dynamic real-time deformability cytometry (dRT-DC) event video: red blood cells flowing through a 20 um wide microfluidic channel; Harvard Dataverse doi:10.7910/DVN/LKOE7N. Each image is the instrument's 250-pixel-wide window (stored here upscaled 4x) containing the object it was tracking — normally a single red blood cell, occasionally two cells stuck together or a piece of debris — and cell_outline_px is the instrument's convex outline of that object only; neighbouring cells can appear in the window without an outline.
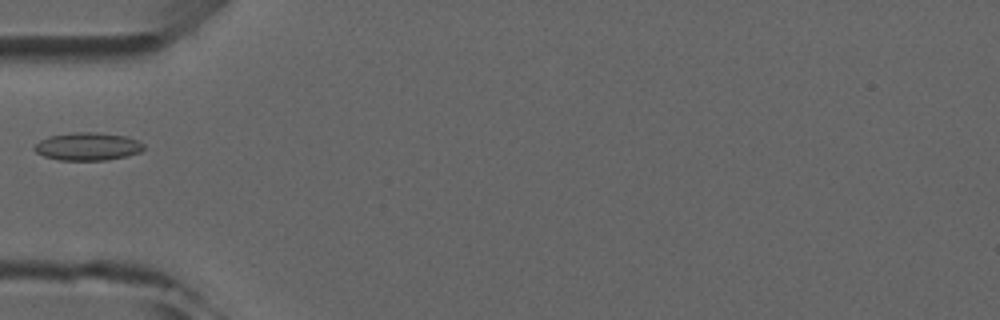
{"species": "common noctule bat (a hibernating species)", "species_latin": "Nyctalus noctula", "temperature_condition": "room temperature", "stored_images_in_passage": 5, "camera_frame_rate_fps": 3000, "um_per_image_px": 0.085, "animal": {"sex": "male", "forearm_length_mm": 52.5}, "frame": {"image": 1, "passage_image": 5, "time_ms": 4.667, "image_size_px": [1000, 320], "cell_outline_px": [[144, 148], [140, 152], [108, 160], [60, 160], [44, 156], [36, 152], [32, 148], [40, 140], [48, 136], [72, 132], [96, 132], [124, 136], [136, 140], [144, 144]], "centroid_in_image_um": [7.42, 12.44], "position_along_channel_um": 77.6, "area_um2": 17.69}}